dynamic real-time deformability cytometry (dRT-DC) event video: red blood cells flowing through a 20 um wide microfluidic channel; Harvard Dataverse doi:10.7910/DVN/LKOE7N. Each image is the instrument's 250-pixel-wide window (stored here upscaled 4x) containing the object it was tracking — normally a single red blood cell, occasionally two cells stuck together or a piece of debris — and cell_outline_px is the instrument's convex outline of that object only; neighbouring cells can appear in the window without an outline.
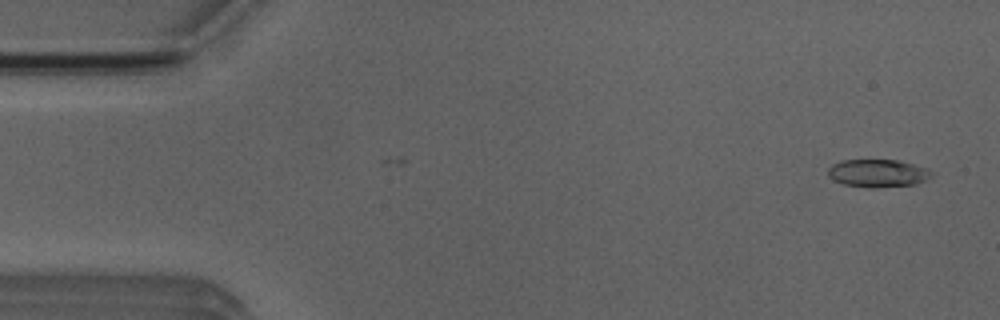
{"species": "Egyptian fruit bat (a non-hibernating species)", "species_latin": "Rousettus aegyptiacus", "temperature_condition": "room temperature", "stored_images_in_passage": 51, "camera_frame_rate_fps": 3000, "um_per_image_px": 0.085, "animal": {"sex": "male"}, "frame": {"image": 1, "passage_image": 2, "time_ms": 0.333, "image_size_px": [1000, 320], "cell_outline_px": [[932, 176], [916, 184], [876, 188], [868, 188], [844, 184], [832, 180], [828, 176], [828, 168], [832, 164], [840, 160], [896, 160], [928, 168], [932, 172]], "centroid_in_image_um": [74.58, 14.73], "position_along_channel_um": 10.4, "area_um2": 16.88}}
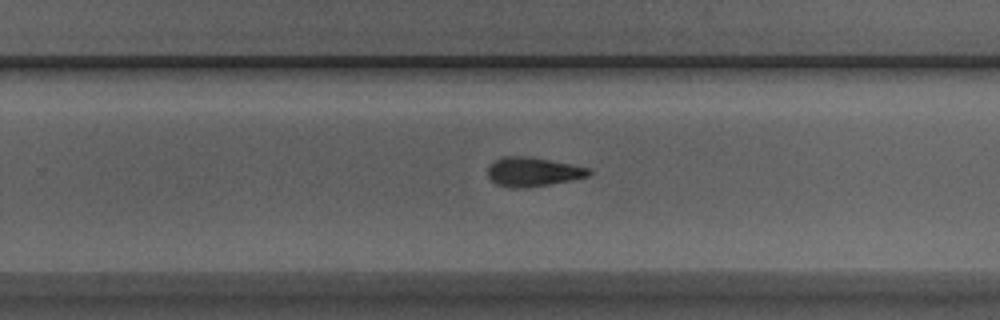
{"frame": {"image": 2, "passage_image": 32, "time_ms": 10.333, "image_size_px": [1000, 320], "cell_outline_px": [[592, 172], [588, 176], [572, 180], [524, 188], [508, 188], [496, 184], [488, 176], [488, 168], [496, 160], [504, 156], [524, 156], [548, 160], [592, 168]], "centroid_in_image_um": [45.31, 14.62], "position_along_channel_um": 284.5, "area_um2": 16.99}}
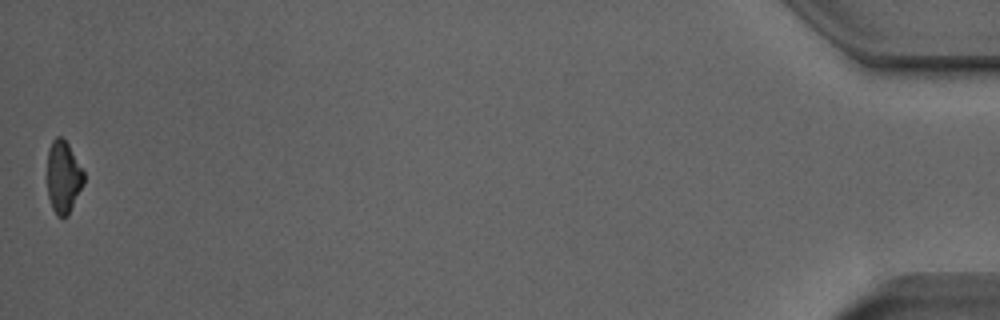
{"frame": {"image": 3, "passage_image": 51, "time_ms": 16.667, "image_size_px": [1000, 320], "cell_outline_px": [[84, 184], [68, 216], [56, 216], [52, 208], [48, 196], [48, 148], [52, 140], [56, 136], [60, 136], [68, 144], [84, 172]], "centroid_in_image_um": [5.39, 15.06], "position_along_channel_um": 429.8, "area_um2": 15.37}}